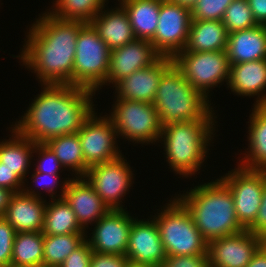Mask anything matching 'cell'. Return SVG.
I'll return each mask as SVG.
<instances>
[{
	"instance_id": "6da1fadb",
	"label": "cell",
	"mask_w": 266,
	"mask_h": 267,
	"mask_svg": "<svg viewBox=\"0 0 266 267\" xmlns=\"http://www.w3.org/2000/svg\"><path fill=\"white\" fill-rule=\"evenodd\" d=\"M86 24L59 19L46 10L27 29V39L16 58L36 75L40 85H73L76 41Z\"/></svg>"
},
{
	"instance_id": "7a4b0ae2",
	"label": "cell",
	"mask_w": 266,
	"mask_h": 267,
	"mask_svg": "<svg viewBox=\"0 0 266 267\" xmlns=\"http://www.w3.org/2000/svg\"><path fill=\"white\" fill-rule=\"evenodd\" d=\"M43 90L12 126L35 143L77 133L96 109L95 92L70 84H41ZM94 96V97H93Z\"/></svg>"
},
{
	"instance_id": "3957f363",
	"label": "cell",
	"mask_w": 266,
	"mask_h": 267,
	"mask_svg": "<svg viewBox=\"0 0 266 267\" xmlns=\"http://www.w3.org/2000/svg\"><path fill=\"white\" fill-rule=\"evenodd\" d=\"M212 109L201 120H190L162 125L158 143L164 145L163 155L170 171L181 177L192 178L206 163L210 145L216 135L217 115ZM211 143V144H210ZM208 148V149H207ZM190 176V177H189Z\"/></svg>"
},
{
	"instance_id": "277c9868",
	"label": "cell",
	"mask_w": 266,
	"mask_h": 267,
	"mask_svg": "<svg viewBox=\"0 0 266 267\" xmlns=\"http://www.w3.org/2000/svg\"><path fill=\"white\" fill-rule=\"evenodd\" d=\"M182 192L174 196L186 207L207 242L245 229L236 217L232 193L220 178Z\"/></svg>"
},
{
	"instance_id": "5b68a950",
	"label": "cell",
	"mask_w": 266,
	"mask_h": 267,
	"mask_svg": "<svg viewBox=\"0 0 266 267\" xmlns=\"http://www.w3.org/2000/svg\"><path fill=\"white\" fill-rule=\"evenodd\" d=\"M153 105L161 125L201 120L214 109L211 99L193 88L174 63L162 74Z\"/></svg>"
},
{
	"instance_id": "8992f818",
	"label": "cell",
	"mask_w": 266,
	"mask_h": 267,
	"mask_svg": "<svg viewBox=\"0 0 266 267\" xmlns=\"http://www.w3.org/2000/svg\"><path fill=\"white\" fill-rule=\"evenodd\" d=\"M152 217L167 256L207 254L208 242L194 224L186 207L174 196ZM163 208V209H162ZM159 212V213H158Z\"/></svg>"
},
{
	"instance_id": "52a82bcc",
	"label": "cell",
	"mask_w": 266,
	"mask_h": 267,
	"mask_svg": "<svg viewBox=\"0 0 266 267\" xmlns=\"http://www.w3.org/2000/svg\"><path fill=\"white\" fill-rule=\"evenodd\" d=\"M109 61L110 49L106 42L99 37L94 27L87 23L79 31L76 41L73 86L99 92L105 87Z\"/></svg>"
},
{
	"instance_id": "ba28073f",
	"label": "cell",
	"mask_w": 266,
	"mask_h": 267,
	"mask_svg": "<svg viewBox=\"0 0 266 267\" xmlns=\"http://www.w3.org/2000/svg\"><path fill=\"white\" fill-rule=\"evenodd\" d=\"M112 110L107 116L112 120L117 136L141 145H156L162 131L158 112L153 104L114 97ZM120 135V136H119ZM156 143V144H155Z\"/></svg>"
},
{
	"instance_id": "9c48e42d",
	"label": "cell",
	"mask_w": 266,
	"mask_h": 267,
	"mask_svg": "<svg viewBox=\"0 0 266 267\" xmlns=\"http://www.w3.org/2000/svg\"><path fill=\"white\" fill-rule=\"evenodd\" d=\"M173 61L193 88L207 99L213 88L228 83L230 64L226 51L179 52Z\"/></svg>"
},
{
	"instance_id": "30bf717a",
	"label": "cell",
	"mask_w": 266,
	"mask_h": 267,
	"mask_svg": "<svg viewBox=\"0 0 266 267\" xmlns=\"http://www.w3.org/2000/svg\"><path fill=\"white\" fill-rule=\"evenodd\" d=\"M224 175L219 178L230 189L236 217L247 229L256 219L261 205L266 170L246 169L238 165Z\"/></svg>"
},
{
	"instance_id": "8fae6325",
	"label": "cell",
	"mask_w": 266,
	"mask_h": 267,
	"mask_svg": "<svg viewBox=\"0 0 266 267\" xmlns=\"http://www.w3.org/2000/svg\"><path fill=\"white\" fill-rule=\"evenodd\" d=\"M125 158L122 155L116 160L91 166L84 176L110 210L127 209L122 204L135 176L133 166L130 167Z\"/></svg>"
},
{
	"instance_id": "7c38bea8",
	"label": "cell",
	"mask_w": 266,
	"mask_h": 267,
	"mask_svg": "<svg viewBox=\"0 0 266 267\" xmlns=\"http://www.w3.org/2000/svg\"><path fill=\"white\" fill-rule=\"evenodd\" d=\"M97 113L94 110L77 132L88 167L116 160L123 155L112 120L107 115Z\"/></svg>"
},
{
	"instance_id": "4fadbf2b",
	"label": "cell",
	"mask_w": 266,
	"mask_h": 267,
	"mask_svg": "<svg viewBox=\"0 0 266 267\" xmlns=\"http://www.w3.org/2000/svg\"><path fill=\"white\" fill-rule=\"evenodd\" d=\"M192 21L191 10L171 0H162L158 25L150 41L155 50L165 57L174 58L183 51Z\"/></svg>"
},
{
	"instance_id": "5bb4252c",
	"label": "cell",
	"mask_w": 266,
	"mask_h": 267,
	"mask_svg": "<svg viewBox=\"0 0 266 267\" xmlns=\"http://www.w3.org/2000/svg\"><path fill=\"white\" fill-rule=\"evenodd\" d=\"M126 209L109 210L102 218H100L94 227L86 233L92 251L98 253L125 255L131 225L134 217L128 213Z\"/></svg>"
},
{
	"instance_id": "9a60e30c",
	"label": "cell",
	"mask_w": 266,
	"mask_h": 267,
	"mask_svg": "<svg viewBox=\"0 0 266 267\" xmlns=\"http://www.w3.org/2000/svg\"><path fill=\"white\" fill-rule=\"evenodd\" d=\"M265 240L244 229L208 242L210 267H246Z\"/></svg>"
},
{
	"instance_id": "2e32d148",
	"label": "cell",
	"mask_w": 266,
	"mask_h": 267,
	"mask_svg": "<svg viewBox=\"0 0 266 267\" xmlns=\"http://www.w3.org/2000/svg\"><path fill=\"white\" fill-rule=\"evenodd\" d=\"M131 263L161 267L167 257L155 219L135 217L125 253Z\"/></svg>"
},
{
	"instance_id": "e0dca14e",
	"label": "cell",
	"mask_w": 266,
	"mask_h": 267,
	"mask_svg": "<svg viewBox=\"0 0 266 267\" xmlns=\"http://www.w3.org/2000/svg\"><path fill=\"white\" fill-rule=\"evenodd\" d=\"M161 55L148 40L135 39L110 50L109 71L105 85L114 86L131 73L155 63Z\"/></svg>"
},
{
	"instance_id": "ac0fdd59",
	"label": "cell",
	"mask_w": 266,
	"mask_h": 267,
	"mask_svg": "<svg viewBox=\"0 0 266 267\" xmlns=\"http://www.w3.org/2000/svg\"><path fill=\"white\" fill-rule=\"evenodd\" d=\"M173 63V58L161 56L152 65L131 73L114 86V97L153 104L162 74Z\"/></svg>"
},
{
	"instance_id": "d6986e66",
	"label": "cell",
	"mask_w": 266,
	"mask_h": 267,
	"mask_svg": "<svg viewBox=\"0 0 266 267\" xmlns=\"http://www.w3.org/2000/svg\"><path fill=\"white\" fill-rule=\"evenodd\" d=\"M63 198L86 231L110 210L84 177H73L67 183Z\"/></svg>"
},
{
	"instance_id": "ffe728a7",
	"label": "cell",
	"mask_w": 266,
	"mask_h": 267,
	"mask_svg": "<svg viewBox=\"0 0 266 267\" xmlns=\"http://www.w3.org/2000/svg\"><path fill=\"white\" fill-rule=\"evenodd\" d=\"M233 95L255 97V105H266V59L231 64L227 87Z\"/></svg>"
},
{
	"instance_id": "44dd1931",
	"label": "cell",
	"mask_w": 266,
	"mask_h": 267,
	"mask_svg": "<svg viewBox=\"0 0 266 267\" xmlns=\"http://www.w3.org/2000/svg\"><path fill=\"white\" fill-rule=\"evenodd\" d=\"M47 200L14 192L3 216L16 232H42Z\"/></svg>"
},
{
	"instance_id": "7402d4cb",
	"label": "cell",
	"mask_w": 266,
	"mask_h": 267,
	"mask_svg": "<svg viewBox=\"0 0 266 267\" xmlns=\"http://www.w3.org/2000/svg\"><path fill=\"white\" fill-rule=\"evenodd\" d=\"M117 5L113 9L112 6L108 9L107 5L104 6L90 22L110 50L136 39L126 11L120 4Z\"/></svg>"
},
{
	"instance_id": "603a6c76",
	"label": "cell",
	"mask_w": 266,
	"mask_h": 267,
	"mask_svg": "<svg viewBox=\"0 0 266 267\" xmlns=\"http://www.w3.org/2000/svg\"><path fill=\"white\" fill-rule=\"evenodd\" d=\"M226 53L230 65L266 59V26L229 33Z\"/></svg>"
},
{
	"instance_id": "cb8c5ba5",
	"label": "cell",
	"mask_w": 266,
	"mask_h": 267,
	"mask_svg": "<svg viewBox=\"0 0 266 267\" xmlns=\"http://www.w3.org/2000/svg\"><path fill=\"white\" fill-rule=\"evenodd\" d=\"M248 123V148L238 156L239 166L246 169L266 170V105H255ZM241 160V161H240Z\"/></svg>"
},
{
	"instance_id": "d4e9b609",
	"label": "cell",
	"mask_w": 266,
	"mask_h": 267,
	"mask_svg": "<svg viewBox=\"0 0 266 267\" xmlns=\"http://www.w3.org/2000/svg\"><path fill=\"white\" fill-rule=\"evenodd\" d=\"M9 128V139L0 140V162L17 174L24 183H29L26 177L33 162L35 142L21 135L12 125Z\"/></svg>"
},
{
	"instance_id": "484cf974",
	"label": "cell",
	"mask_w": 266,
	"mask_h": 267,
	"mask_svg": "<svg viewBox=\"0 0 266 267\" xmlns=\"http://www.w3.org/2000/svg\"><path fill=\"white\" fill-rule=\"evenodd\" d=\"M228 32L222 21L192 20L186 46L181 52L226 51Z\"/></svg>"
},
{
	"instance_id": "4316f807",
	"label": "cell",
	"mask_w": 266,
	"mask_h": 267,
	"mask_svg": "<svg viewBox=\"0 0 266 267\" xmlns=\"http://www.w3.org/2000/svg\"><path fill=\"white\" fill-rule=\"evenodd\" d=\"M126 11L136 39L151 41L155 35L162 0H117Z\"/></svg>"
},
{
	"instance_id": "83f0119b",
	"label": "cell",
	"mask_w": 266,
	"mask_h": 267,
	"mask_svg": "<svg viewBox=\"0 0 266 267\" xmlns=\"http://www.w3.org/2000/svg\"><path fill=\"white\" fill-rule=\"evenodd\" d=\"M48 200L42 231L44 235L87 233L64 198Z\"/></svg>"
},
{
	"instance_id": "f1b7e54d",
	"label": "cell",
	"mask_w": 266,
	"mask_h": 267,
	"mask_svg": "<svg viewBox=\"0 0 266 267\" xmlns=\"http://www.w3.org/2000/svg\"><path fill=\"white\" fill-rule=\"evenodd\" d=\"M46 144L55 153L64 170L69 171V173L71 171L72 177L85 176L89 167L84 162L81 143L77 133L51 138Z\"/></svg>"
},
{
	"instance_id": "f546056e",
	"label": "cell",
	"mask_w": 266,
	"mask_h": 267,
	"mask_svg": "<svg viewBox=\"0 0 266 267\" xmlns=\"http://www.w3.org/2000/svg\"><path fill=\"white\" fill-rule=\"evenodd\" d=\"M10 267H43V233L17 232Z\"/></svg>"
},
{
	"instance_id": "4dcf8cb0",
	"label": "cell",
	"mask_w": 266,
	"mask_h": 267,
	"mask_svg": "<svg viewBox=\"0 0 266 267\" xmlns=\"http://www.w3.org/2000/svg\"><path fill=\"white\" fill-rule=\"evenodd\" d=\"M86 240V233L43 234V267H59Z\"/></svg>"
},
{
	"instance_id": "1f68e13d",
	"label": "cell",
	"mask_w": 266,
	"mask_h": 267,
	"mask_svg": "<svg viewBox=\"0 0 266 267\" xmlns=\"http://www.w3.org/2000/svg\"><path fill=\"white\" fill-rule=\"evenodd\" d=\"M54 2V5L47 9L53 16L63 20L90 23L107 5L105 3L108 0H55Z\"/></svg>"
},
{
	"instance_id": "d6a6232c",
	"label": "cell",
	"mask_w": 266,
	"mask_h": 267,
	"mask_svg": "<svg viewBox=\"0 0 266 267\" xmlns=\"http://www.w3.org/2000/svg\"><path fill=\"white\" fill-rule=\"evenodd\" d=\"M60 176H62V175H52V174L49 175V174H45V173L36 172L33 169V172L31 174V180L32 181H31L30 184L33 183L35 185H32L31 187L30 186L28 187V184L26 185V183H24L22 191L24 193L28 194V195H31V196H34V197H37V198H43V196H41L42 195V191L40 192L38 190L39 187H41L40 189L43 190V193L45 191L47 195L49 194L48 196L51 197L50 198L51 200L56 199V197H57V199L58 198H63L65 190H66L67 183L73 177H71V178H69V177L67 178L66 177V179L64 178V180L62 181ZM59 179H61L60 182L58 181ZM33 186H35L36 188L33 187ZM59 189L61 191L59 192L60 194L58 195L57 194V190H59Z\"/></svg>"
},
{
	"instance_id": "836d02e7",
	"label": "cell",
	"mask_w": 266,
	"mask_h": 267,
	"mask_svg": "<svg viewBox=\"0 0 266 267\" xmlns=\"http://www.w3.org/2000/svg\"><path fill=\"white\" fill-rule=\"evenodd\" d=\"M222 22L228 34L258 25L247 0H233L227 7Z\"/></svg>"
},
{
	"instance_id": "e575fe53",
	"label": "cell",
	"mask_w": 266,
	"mask_h": 267,
	"mask_svg": "<svg viewBox=\"0 0 266 267\" xmlns=\"http://www.w3.org/2000/svg\"><path fill=\"white\" fill-rule=\"evenodd\" d=\"M233 0H197L191 9L192 20L222 21L227 7Z\"/></svg>"
},
{
	"instance_id": "d590c367",
	"label": "cell",
	"mask_w": 266,
	"mask_h": 267,
	"mask_svg": "<svg viewBox=\"0 0 266 267\" xmlns=\"http://www.w3.org/2000/svg\"><path fill=\"white\" fill-rule=\"evenodd\" d=\"M33 153H35L36 158L38 157L34 159V161L37 160V164H34V171L49 175H60V173L66 171L63 170L64 167L46 143H35Z\"/></svg>"
},
{
	"instance_id": "8d00e7d4",
	"label": "cell",
	"mask_w": 266,
	"mask_h": 267,
	"mask_svg": "<svg viewBox=\"0 0 266 267\" xmlns=\"http://www.w3.org/2000/svg\"><path fill=\"white\" fill-rule=\"evenodd\" d=\"M14 227L4 218H0V267H10L12 248L16 235Z\"/></svg>"
},
{
	"instance_id": "74e56055",
	"label": "cell",
	"mask_w": 266,
	"mask_h": 267,
	"mask_svg": "<svg viewBox=\"0 0 266 267\" xmlns=\"http://www.w3.org/2000/svg\"><path fill=\"white\" fill-rule=\"evenodd\" d=\"M161 267H210L208 254L167 256Z\"/></svg>"
},
{
	"instance_id": "f35d334b",
	"label": "cell",
	"mask_w": 266,
	"mask_h": 267,
	"mask_svg": "<svg viewBox=\"0 0 266 267\" xmlns=\"http://www.w3.org/2000/svg\"><path fill=\"white\" fill-rule=\"evenodd\" d=\"M93 251L85 240L78 248L68 255L59 267H89Z\"/></svg>"
},
{
	"instance_id": "ab89813d",
	"label": "cell",
	"mask_w": 266,
	"mask_h": 267,
	"mask_svg": "<svg viewBox=\"0 0 266 267\" xmlns=\"http://www.w3.org/2000/svg\"><path fill=\"white\" fill-rule=\"evenodd\" d=\"M129 262L126 255L98 253L93 251L89 267H127Z\"/></svg>"
},
{
	"instance_id": "60d3db41",
	"label": "cell",
	"mask_w": 266,
	"mask_h": 267,
	"mask_svg": "<svg viewBox=\"0 0 266 267\" xmlns=\"http://www.w3.org/2000/svg\"><path fill=\"white\" fill-rule=\"evenodd\" d=\"M247 230L256 236L262 237L266 241V182L264 184L262 201L256 219Z\"/></svg>"
},
{
	"instance_id": "b9f144b4",
	"label": "cell",
	"mask_w": 266,
	"mask_h": 267,
	"mask_svg": "<svg viewBox=\"0 0 266 267\" xmlns=\"http://www.w3.org/2000/svg\"><path fill=\"white\" fill-rule=\"evenodd\" d=\"M23 185L24 181L0 162V187L10 189L13 192H20L23 189Z\"/></svg>"
},
{
	"instance_id": "7bdbcfd3",
	"label": "cell",
	"mask_w": 266,
	"mask_h": 267,
	"mask_svg": "<svg viewBox=\"0 0 266 267\" xmlns=\"http://www.w3.org/2000/svg\"><path fill=\"white\" fill-rule=\"evenodd\" d=\"M258 25L266 26V0H247Z\"/></svg>"
},
{
	"instance_id": "ee69618b",
	"label": "cell",
	"mask_w": 266,
	"mask_h": 267,
	"mask_svg": "<svg viewBox=\"0 0 266 267\" xmlns=\"http://www.w3.org/2000/svg\"><path fill=\"white\" fill-rule=\"evenodd\" d=\"M246 267H266V241L254 253Z\"/></svg>"
},
{
	"instance_id": "f6af8a7d",
	"label": "cell",
	"mask_w": 266,
	"mask_h": 267,
	"mask_svg": "<svg viewBox=\"0 0 266 267\" xmlns=\"http://www.w3.org/2000/svg\"><path fill=\"white\" fill-rule=\"evenodd\" d=\"M13 193L10 189L0 187V218L5 215Z\"/></svg>"
},
{
	"instance_id": "bcb514c9",
	"label": "cell",
	"mask_w": 266,
	"mask_h": 267,
	"mask_svg": "<svg viewBox=\"0 0 266 267\" xmlns=\"http://www.w3.org/2000/svg\"><path fill=\"white\" fill-rule=\"evenodd\" d=\"M171 1L181 6L187 7L190 10L194 7V5L197 2V0H171Z\"/></svg>"
},
{
	"instance_id": "7dc6e473",
	"label": "cell",
	"mask_w": 266,
	"mask_h": 267,
	"mask_svg": "<svg viewBox=\"0 0 266 267\" xmlns=\"http://www.w3.org/2000/svg\"><path fill=\"white\" fill-rule=\"evenodd\" d=\"M127 267H155V266L143 265V264H134V263L129 262Z\"/></svg>"
}]
</instances>
